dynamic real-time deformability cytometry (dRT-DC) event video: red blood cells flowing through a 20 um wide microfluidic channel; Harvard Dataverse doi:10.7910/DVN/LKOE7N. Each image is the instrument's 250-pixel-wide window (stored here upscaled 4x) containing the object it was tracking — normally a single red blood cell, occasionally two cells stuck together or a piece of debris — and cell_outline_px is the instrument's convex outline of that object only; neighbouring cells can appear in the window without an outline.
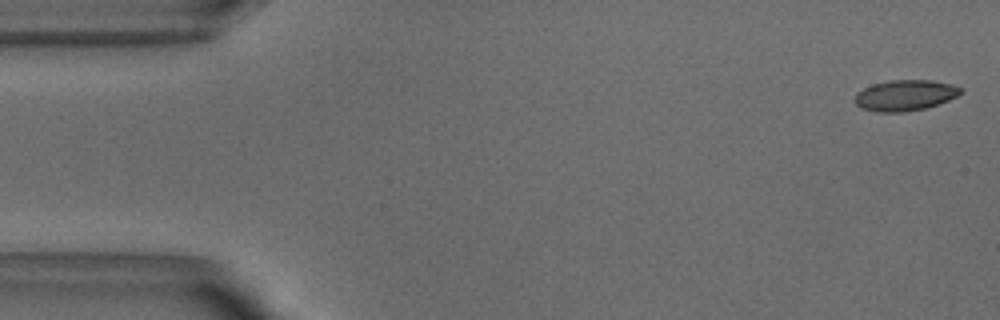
{"species": "common noctule bat (a hibernating species)", "species_latin": "Nyctalus noctula", "temperature_condition": "warm", "stored_images_in_passage": 3, "camera_frame_rate_fps": 3000, "um_per_image_px": 0.085, "animal": {"sex": "male", "body_mass_g": 18.8}, "frame": {"image": 1, "passage_image": 1, "time_ms": 0.0, "image_size_px": [1000, 320], "cell_outline_px": [[960, 92], [956, 96], [948, 100], [924, 108], [904, 112], [876, 112], [864, 108], [856, 104], [856, 92], [872, 84], [888, 80], [932, 80], [952, 84], [960, 88]], "centroid_in_image_um": [76.9, 8.09], "position_along_channel_um": 8.1, "area_um2": 18.73}}